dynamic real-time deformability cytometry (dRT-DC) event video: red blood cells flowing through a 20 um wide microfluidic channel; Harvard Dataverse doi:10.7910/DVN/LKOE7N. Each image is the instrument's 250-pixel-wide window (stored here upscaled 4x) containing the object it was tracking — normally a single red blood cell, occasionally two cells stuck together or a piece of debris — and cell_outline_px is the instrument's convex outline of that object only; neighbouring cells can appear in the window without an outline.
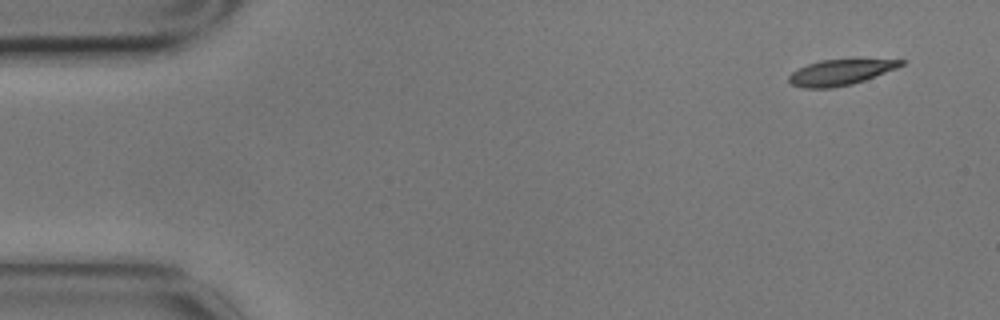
{"species": "common noctule bat (a hibernating species)", "species_latin": "Nyctalus noctula", "temperature_condition": "cold", "stored_images_in_passage": 8, "camera_frame_rate_fps": 3000, "um_per_image_px": 0.085, "animal": {"sex": "male", "body_mass_g": 17.9}, "frame": {"image": 1, "passage_image": 1, "time_ms": 0.0, "image_size_px": [1000, 320], "cell_outline_px": [[908, 60], [904, 64], [896, 68], [864, 80], [852, 84], [832, 88], [804, 88], [792, 84], [788, 80], [788, 76], [792, 72], [808, 64], [820, 60]], "centroid_in_image_um": [71.4, 6.16], "position_along_channel_um": 13.6, "area_um2": 16.36}}
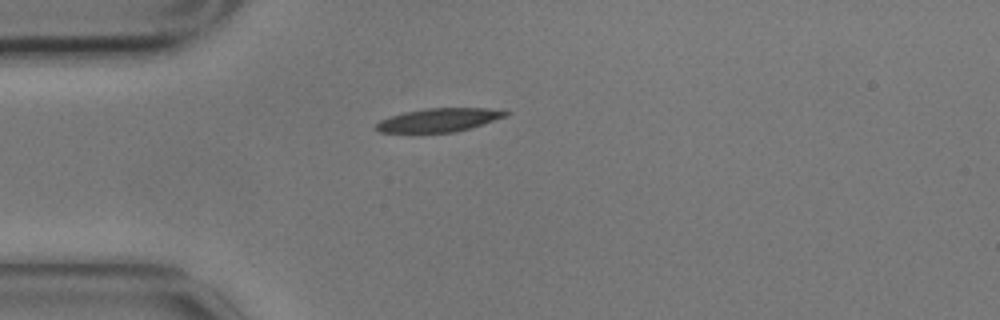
{"frame": {"image": 2, "passage_image": 4, "time_ms": 1.0, "image_size_px": [1000, 320], "cell_outline_px": [[512, 112], [504, 116], [456, 132], [412, 136], [380, 132], [376, 128], [376, 124], [380, 120], [404, 112], [428, 108], [488, 108]], "centroid_in_image_um": [37.17, 10.26], "position_along_channel_um": 47.8, "area_um2": 18.32}}